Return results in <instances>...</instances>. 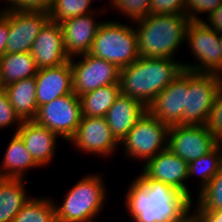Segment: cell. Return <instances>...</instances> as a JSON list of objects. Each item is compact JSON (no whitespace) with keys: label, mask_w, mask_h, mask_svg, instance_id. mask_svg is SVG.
<instances>
[{"label":"cell","mask_w":222,"mask_h":222,"mask_svg":"<svg viewBox=\"0 0 222 222\" xmlns=\"http://www.w3.org/2000/svg\"><path fill=\"white\" fill-rule=\"evenodd\" d=\"M127 190L124 205L133 222H188L192 218L194 202L188 196L142 171Z\"/></svg>","instance_id":"cell-1"},{"label":"cell","mask_w":222,"mask_h":222,"mask_svg":"<svg viewBox=\"0 0 222 222\" xmlns=\"http://www.w3.org/2000/svg\"><path fill=\"white\" fill-rule=\"evenodd\" d=\"M182 62L169 58L139 57L132 64L120 68V94L148 107L183 70Z\"/></svg>","instance_id":"cell-2"},{"label":"cell","mask_w":222,"mask_h":222,"mask_svg":"<svg viewBox=\"0 0 222 222\" xmlns=\"http://www.w3.org/2000/svg\"><path fill=\"white\" fill-rule=\"evenodd\" d=\"M190 20L184 14H150L133 22L140 57L176 60Z\"/></svg>","instance_id":"cell-3"},{"label":"cell","mask_w":222,"mask_h":222,"mask_svg":"<svg viewBox=\"0 0 222 222\" xmlns=\"http://www.w3.org/2000/svg\"><path fill=\"white\" fill-rule=\"evenodd\" d=\"M104 177L89 174L76 182L63 202L54 201L57 222H94L105 205L107 189Z\"/></svg>","instance_id":"cell-4"},{"label":"cell","mask_w":222,"mask_h":222,"mask_svg":"<svg viewBox=\"0 0 222 222\" xmlns=\"http://www.w3.org/2000/svg\"><path fill=\"white\" fill-rule=\"evenodd\" d=\"M88 54L112 62L119 68L132 64L140 57L135 26L109 19L103 21Z\"/></svg>","instance_id":"cell-5"},{"label":"cell","mask_w":222,"mask_h":222,"mask_svg":"<svg viewBox=\"0 0 222 222\" xmlns=\"http://www.w3.org/2000/svg\"><path fill=\"white\" fill-rule=\"evenodd\" d=\"M222 76L186 70V106L181 125H207Z\"/></svg>","instance_id":"cell-6"},{"label":"cell","mask_w":222,"mask_h":222,"mask_svg":"<svg viewBox=\"0 0 222 222\" xmlns=\"http://www.w3.org/2000/svg\"><path fill=\"white\" fill-rule=\"evenodd\" d=\"M169 126L161 123L148 111L137 121L120 142L126 157L143 165L159 152L167 149Z\"/></svg>","instance_id":"cell-7"},{"label":"cell","mask_w":222,"mask_h":222,"mask_svg":"<svg viewBox=\"0 0 222 222\" xmlns=\"http://www.w3.org/2000/svg\"><path fill=\"white\" fill-rule=\"evenodd\" d=\"M187 41V42H186ZM187 46L195 63H184V70L195 73H216L222 76V51L219 48V33L204 21H190L186 30Z\"/></svg>","instance_id":"cell-8"},{"label":"cell","mask_w":222,"mask_h":222,"mask_svg":"<svg viewBox=\"0 0 222 222\" xmlns=\"http://www.w3.org/2000/svg\"><path fill=\"white\" fill-rule=\"evenodd\" d=\"M82 119L80 98L73 92L40 105L34 121L69 141Z\"/></svg>","instance_id":"cell-9"},{"label":"cell","mask_w":222,"mask_h":222,"mask_svg":"<svg viewBox=\"0 0 222 222\" xmlns=\"http://www.w3.org/2000/svg\"><path fill=\"white\" fill-rule=\"evenodd\" d=\"M70 64L73 92L78 97L99 87L119 83L120 68L102 58L91 54H83L70 58Z\"/></svg>","instance_id":"cell-10"},{"label":"cell","mask_w":222,"mask_h":222,"mask_svg":"<svg viewBox=\"0 0 222 222\" xmlns=\"http://www.w3.org/2000/svg\"><path fill=\"white\" fill-rule=\"evenodd\" d=\"M219 143L207 125L169 127L167 148L187 163L208 154Z\"/></svg>","instance_id":"cell-11"},{"label":"cell","mask_w":222,"mask_h":222,"mask_svg":"<svg viewBox=\"0 0 222 222\" xmlns=\"http://www.w3.org/2000/svg\"><path fill=\"white\" fill-rule=\"evenodd\" d=\"M9 21L6 53L30 52L37 35L50 20L48 11H0Z\"/></svg>","instance_id":"cell-12"},{"label":"cell","mask_w":222,"mask_h":222,"mask_svg":"<svg viewBox=\"0 0 222 222\" xmlns=\"http://www.w3.org/2000/svg\"><path fill=\"white\" fill-rule=\"evenodd\" d=\"M83 153L108 157L120 147L105 117H82L73 137L68 141ZM113 153V154H112Z\"/></svg>","instance_id":"cell-13"},{"label":"cell","mask_w":222,"mask_h":222,"mask_svg":"<svg viewBox=\"0 0 222 222\" xmlns=\"http://www.w3.org/2000/svg\"><path fill=\"white\" fill-rule=\"evenodd\" d=\"M141 171L148 178L173 187L193 201L189 186H186V181L189 180L188 163L168 148L148 160Z\"/></svg>","instance_id":"cell-14"},{"label":"cell","mask_w":222,"mask_h":222,"mask_svg":"<svg viewBox=\"0 0 222 222\" xmlns=\"http://www.w3.org/2000/svg\"><path fill=\"white\" fill-rule=\"evenodd\" d=\"M186 106V70L163 89L147 107V111L161 123L174 126L181 125Z\"/></svg>","instance_id":"cell-15"},{"label":"cell","mask_w":222,"mask_h":222,"mask_svg":"<svg viewBox=\"0 0 222 222\" xmlns=\"http://www.w3.org/2000/svg\"><path fill=\"white\" fill-rule=\"evenodd\" d=\"M95 9L96 11L90 14L77 16L60 23L64 49L70 58L89 53L97 30L103 22L98 21L95 17L98 15V11L103 13L104 9Z\"/></svg>","instance_id":"cell-16"},{"label":"cell","mask_w":222,"mask_h":222,"mask_svg":"<svg viewBox=\"0 0 222 222\" xmlns=\"http://www.w3.org/2000/svg\"><path fill=\"white\" fill-rule=\"evenodd\" d=\"M30 53L39 69L59 66L70 61L64 49L60 24L49 20L37 35Z\"/></svg>","instance_id":"cell-17"},{"label":"cell","mask_w":222,"mask_h":222,"mask_svg":"<svg viewBox=\"0 0 222 222\" xmlns=\"http://www.w3.org/2000/svg\"><path fill=\"white\" fill-rule=\"evenodd\" d=\"M35 81L38 107L58 97L73 93L70 61L59 66L39 69L35 75Z\"/></svg>","instance_id":"cell-18"},{"label":"cell","mask_w":222,"mask_h":222,"mask_svg":"<svg viewBox=\"0 0 222 222\" xmlns=\"http://www.w3.org/2000/svg\"><path fill=\"white\" fill-rule=\"evenodd\" d=\"M24 142L34 161L41 167L51 163L56 154L58 135L34 120L23 121L16 132Z\"/></svg>","instance_id":"cell-19"},{"label":"cell","mask_w":222,"mask_h":222,"mask_svg":"<svg viewBox=\"0 0 222 222\" xmlns=\"http://www.w3.org/2000/svg\"><path fill=\"white\" fill-rule=\"evenodd\" d=\"M147 112L141 102L126 95L120 94L106 113V121L115 138L121 142Z\"/></svg>","instance_id":"cell-20"},{"label":"cell","mask_w":222,"mask_h":222,"mask_svg":"<svg viewBox=\"0 0 222 222\" xmlns=\"http://www.w3.org/2000/svg\"><path fill=\"white\" fill-rule=\"evenodd\" d=\"M5 150L0 166V177L25 179V174L30 169L40 167L17 133H13Z\"/></svg>","instance_id":"cell-21"},{"label":"cell","mask_w":222,"mask_h":222,"mask_svg":"<svg viewBox=\"0 0 222 222\" xmlns=\"http://www.w3.org/2000/svg\"><path fill=\"white\" fill-rule=\"evenodd\" d=\"M25 179L0 177V222H12L32 198L26 191Z\"/></svg>","instance_id":"cell-22"},{"label":"cell","mask_w":222,"mask_h":222,"mask_svg":"<svg viewBox=\"0 0 222 222\" xmlns=\"http://www.w3.org/2000/svg\"><path fill=\"white\" fill-rule=\"evenodd\" d=\"M10 104L22 121L34 120L38 111L35 76L3 87Z\"/></svg>","instance_id":"cell-23"},{"label":"cell","mask_w":222,"mask_h":222,"mask_svg":"<svg viewBox=\"0 0 222 222\" xmlns=\"http://www.w3.org/2000/svg\"><path fill=\"white\" fill-rule=\"evenodd\" d=\"M38 70L30 52L5 53L0 60V87L34 77Z\"/></svg>","instance_id":"cell-24"},{"label":"cell","mask_w":222,"mask_h":222,"mask_svg":"<svg viewBox=\"0 0 222 222\" xmlns=\"http://www.w3.org/2000/svg\"><path fill=\"white\" fill-rule=\"evenodd\" d=\"M120 95V84L99 87L80 96L82 117H105L108 109Z\"/></svg>","instance_id":"cell-25"},{"label":"cell","mask_w":222,"mask_h":222,"mask_svg":"<svg viewBox=\"0 0 222 222\" xmlns=\"http://www.w3.org/2000/svg\"><path fill=\"white\" fill-rule=\"evenodd\" d=\"M222 166V143H219L211 152L188 163V177L198 176L199 191L217 174Z\"/></svg>","instance_id":"cell-26"},{"label":"cell","mask_w":222,"mask_h":222,"mask_svg":"<svg viewBox=\"0 0 222 222\" xmlns=\"http://www.w3.org/2000/svg\"><path fill=\"white\" fill-rule=\"evenodd\" d=\"M12 222H57L54 200L51 196H32Z\"/></svg>","instance_id":"cell-27"},{"label":"cell","mask_w":222,"mask_h":222,"mask_svg":"<svg viewBox=\"0 0 222 222\" xmlns=\"http://www.w3.org/2000/svg\"><path fill=\"white\" fill-rule=\"evenodd\" d=\"M95 11L91 0H54L48 12L50 20L60 24L68 19Z\"/></svg>","instance_id":"cell-28"},{"label":"cell","mask_w":222,"mask_h":222,"mask_svg":"<svg viewBox=\"0 0 222 222\" xmlns=\"http://www.w3.org/2000/svg\"><path fill=\"white\" fill-rule=\"evenodd\" d=\"M193 212H211L222 209V166L209 183L198 191Z\"/></svg>","instance_id":"cell-29"},{"label":"cell","mask_w":222,"mask_h":222,"mask_svg":"<svg viewBox=\"0 0 222 222\" xmlns=\"http://www.w3.org/2000/svg\"><path fill=\"white\" fill-rule=\"evenodd\" d=\"M150 3L151 0H114L112 8L114 11L118 10L117 12L122 14V18L124 15V18L135 22L150 15Z\"/></svg>","instance_id":"cell-30"},{"label":"cell","mask_w":222,"mask_h":222,"mask_svg":"<svg viewBox=\"0 0 222 222\" xmlns=\"http://www.w3.org/2000/svg\"><path fill=\"white\" fill-rule=\"evenodd\" d=\"M221 4L222 0H184V15L190 21H203L200 15L209 16Z\"/></svg>","instance_id":"cell-31"},{"label":"cell","mask_w":222,"mask_h":222,"mask_svg":"<svg viewBox=\"0 0 222 222\" xmlns=\"http://www.w3.org/2000/svg\"><path fill=\"white\" fill-rule=\"evenodd\" d=\"M22 120L10 104L6 90L0 87V129L17 125L14 133L21 127Z\"/></svg>","instance_id":"cell-32"},{"label":"cell","mask_w":222,"mask_h":222,"mask_svg":"<svg viewBox=\"0 0 222 222\" xmlns=\"http://www.w3.org/2000/svg\"><path fill=\"white\" fill-rule=\"evenodd\" d=\"M207 127L214 137L222 143V85L216 94Z\"/></svg>","instance_id":"cell-33"},{"label":"cell","mask_w":222,"mask_h":222,"mask_svg":"<svg viewBox=\"0 0 222 222\" xmlns=\"http://www.w3.org/2000/svg\"><path fill=\"white\" fill-rule=\"evenodd\" d=\"M53 1L54 0H4V2H6L4 4H7V6L1 10L49 11Z\"/></svg>","instance_id":"cell-34"},{"label":"cell","mask_w":222,"mask_h":222,"mask_svg":"<svg viewBox=\"0 0 222 222\" xmlns=\"http://www.w3.org/2000/svg\"><path fill=\"white\" fill-rule=\"evenodd\" d=\"M150 14H184V0H151Z\"/></svg>","instance_id":"cell-35"},{"label":"cell","mask_w":222,"mask_h":222,"mask_svg":"<svg viewBox=\"0 0 222 222\" xmlns=\"http://www.w3.org/2000/svg\"><path fill=\"white\" fill-rule=\"evenodd\" d=\"M194 222H222V209L211 212H192Z\"/></svg>","instance_id":"cell-36"},{"label":"cell","mask_w":222,"mask_h":222,"mask_svg":"<svg viewBox=\"0 0 222 222\" xmlns=\"http://www.w3.org/2000/svg\"><path fill=\"white\" fill-rule=\"evenodd\" d=\"M207 20V21H206ZM203 20L208 26H210L217 33L222 32V4L216 8L209 16Z\"/></svg>","instance_id":"cell-37"},{"label":"cell","mask_w":222,"mask_h":222,"mask_svg":"<svg viewBox=\"0 0 222 222\" xmlns=\"http://www.w3.org/2000/svg\"><path fill=\"white\" fill-rule=\"evenodd\" d=\"M9 36V21L0 13V60L6 53V44Z\"/></svg>","instance_id":"cell-38"},{"label":"cell","mask_w":222,"mask_h":222,"mask_svg":"<svg viewBox=\"0 0 222 222\" xmlns=\"http://www.w3.org/2000/svg\"><path fill=\"white\" fill-rule=\"evenodd\" d=\"M219 45H220L219 48L222 51V32L219 33Z\"/></svg>","instance_id":"cell-39"},{"label":"cell","mask_w":222,"mask_h":222,"mask_svg":"<svg viewBox=\"0 0 222 222\" xmlns=\"http://www.w3.org/2000/svg\"><path fill=\"white\" fill-rule=\"evenodd\" d=\"M111 3L109 4L110 5V7H112L113 6V3H114V0H109ZM93 2V0H91V3Z\"/></svg>","instance_id":"cell-40"}]
</instances>
